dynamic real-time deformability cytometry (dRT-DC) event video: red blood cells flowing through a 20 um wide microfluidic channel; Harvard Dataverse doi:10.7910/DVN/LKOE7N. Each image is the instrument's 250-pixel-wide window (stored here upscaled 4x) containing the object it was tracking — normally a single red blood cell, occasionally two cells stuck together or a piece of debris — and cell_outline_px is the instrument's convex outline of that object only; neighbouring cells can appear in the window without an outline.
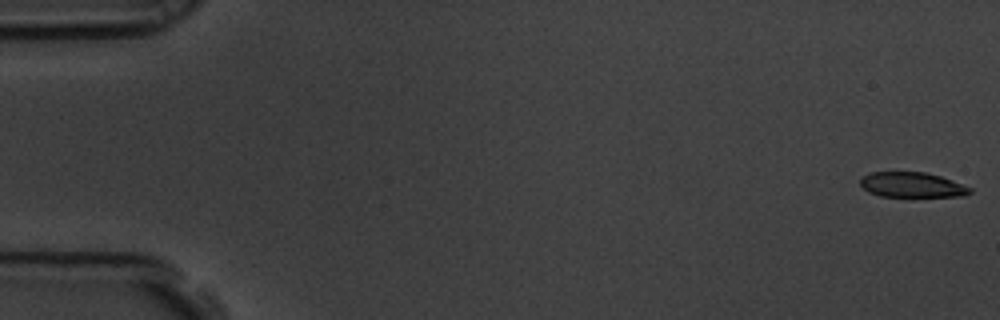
{"species": "common noctule bat (a hibernating species)", "species_latin": "Nyctalus noctula", "temperature_condition": "room temperature", "stored_images_in_passage": 58, "camera_frame_rate_fps": 3000, "um_per_image_px": 0.085, "animal": {"sex": "male", "body_mass_g": 19.5, "forearm_length_mm": 54.6}, "frame": {"image": 1, "passage_image": 1, "time_ms": 0.0, "image_size_px": [1000, 320], "cell_outline_px": [[972, 192], [964, 196], [880, 196], [868, 192], [860, 184], [860, 176], [868, 172], [924, 172], [940, 176], [952, 180], [972, 188]], "centroid_in_image_um": [77.49, 15.7], "position_along_channel_um": 7.5, "area_um2": 16.07}}
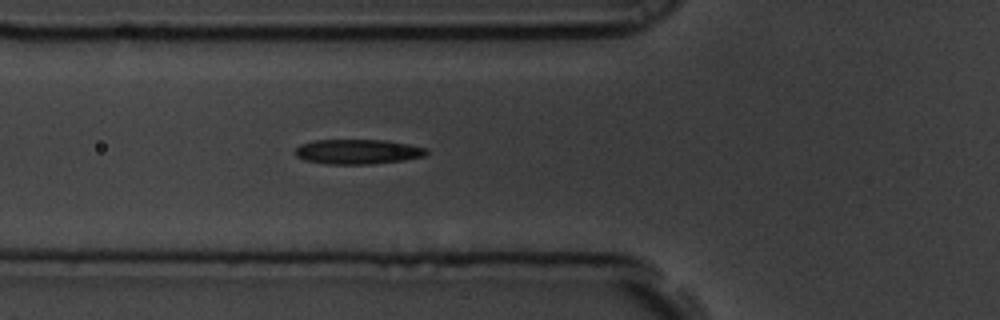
{"frame": {"image": 2, "passage_image": 21, "time_ms": 6.667, "image_size_px": [1000, 320], "cell_outline_px": [[428, 152], [424, 156], [404, 160], [372, 164], [324, 164], [304, 160], [296, 156], [296, 148], [300, 144], [312, 140], [384, 140], [408, 144], [428, 148]], "centroid_in_image_um": [30.4, 12.89], "position_along_channel_um": 95.4, "area_um2": 19.07}}
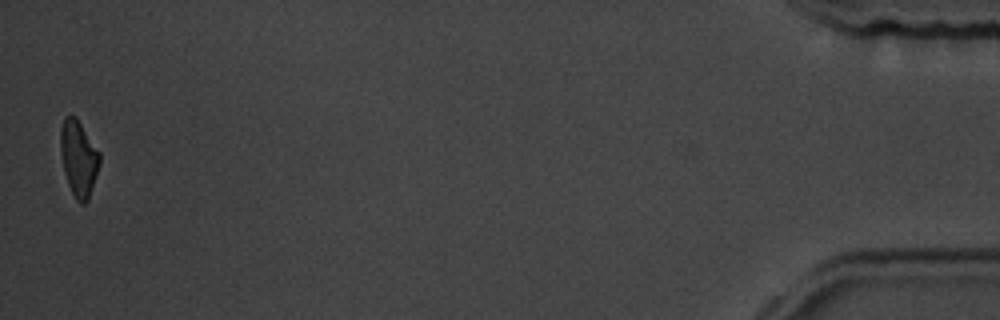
{"frame": {"image": 3, "passage_image": 57, "time_ms": 18.667, "image_size_px": [1000, 320], "cell_outline_px": [[100, 164], [88, 200], [84, 204], [80, 204], [76, 200], [68, 184], [64, 172], [60, 152], [60, 128], [64, 116], [76, 116], [100, 152]], "centroid_in_image_um": [6.68, 13.44], "position_along_channel_um": 428.5, "area_um2": 17.46}, "authors_computed_cell_mechanics": {"area_um2": 18.496, "velocity_mm_per_s": 3.5637, "shape_relaxation_time_tau1_ms": 4.8969, "shape_relaxation_time_tau2_ms": null, "deformation_change_tau1": 0.143, "deformation_change_tau2": null}}